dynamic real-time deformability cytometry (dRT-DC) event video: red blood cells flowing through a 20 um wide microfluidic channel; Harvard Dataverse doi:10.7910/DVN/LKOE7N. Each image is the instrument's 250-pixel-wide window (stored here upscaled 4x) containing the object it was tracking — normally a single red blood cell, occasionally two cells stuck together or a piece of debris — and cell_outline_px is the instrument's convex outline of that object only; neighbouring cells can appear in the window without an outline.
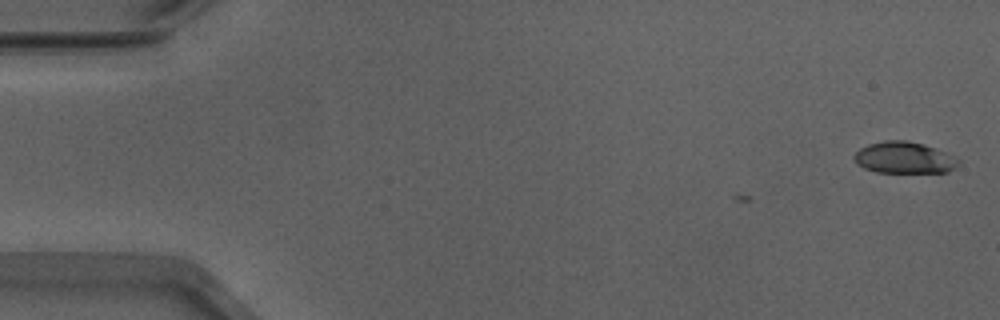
{"species": "Egyptian fruit bat (a non-hibernating species)", "species_latin": "Rousettus aegyptiacus", "temperature_condition": "warm", "stored_images_in_passage": 3, "camera_frame_rate_fps": 3000, "um_per_image_px": 0.085, "animal": {"sex": "male"}, "frame": {"image": 1, "passage_image": 3, "time_ms": 0.667, "image_size_px": [1000, 320], "cell_outline_px": [[960, 164], [948, 172], [876, 172], [864, 168], [852, 156], [860, 148], [868, 144], [884, 140], [908, 140], [924, 144], [936, 148], [960, 160]], "centroid_in_image_um": [76.86, 13.39], "position_along_channel_um": 8.1, "area_um2": 19.13}}